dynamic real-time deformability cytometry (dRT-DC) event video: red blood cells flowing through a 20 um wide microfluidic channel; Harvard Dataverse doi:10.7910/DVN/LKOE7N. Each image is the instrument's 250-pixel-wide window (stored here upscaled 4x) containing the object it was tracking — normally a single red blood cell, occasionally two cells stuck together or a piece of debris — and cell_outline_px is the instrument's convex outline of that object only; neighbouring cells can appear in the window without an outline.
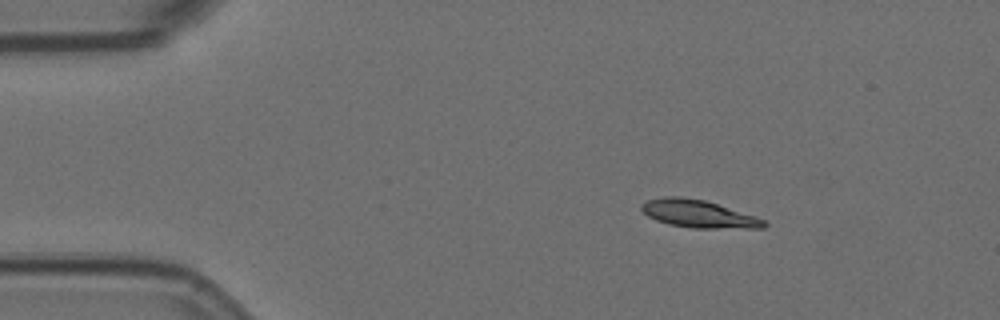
{"species": "Egyptian fruit bat (a non-hibernating species)", "species_latin": "Rousettus aegyptiacus", "temperature_condition": "room temperature", "stored_images_in_passage": 4, "camera_frame_rate_fps": 3000, "um_per_image_px": 0.085, "animal": {"sex": "female"}, "frame": {"image": 1, "passage_image": 2, "time_ms": 0.333, "image_size_px": [1000, 320], "cell_outline_px": [[768, 224], [764, 228], [692, 228], [668, 224], [656, 220], [648, 216], [640, 208], [640, 204], [648, 200], [664, 196], [680, 196], [704, 200], [756, 216], [764, 220]], "centroid_in_image_um": [59.36, 18.18], "position_along_channel_um": 25.6, "area_um2": 19.71}}